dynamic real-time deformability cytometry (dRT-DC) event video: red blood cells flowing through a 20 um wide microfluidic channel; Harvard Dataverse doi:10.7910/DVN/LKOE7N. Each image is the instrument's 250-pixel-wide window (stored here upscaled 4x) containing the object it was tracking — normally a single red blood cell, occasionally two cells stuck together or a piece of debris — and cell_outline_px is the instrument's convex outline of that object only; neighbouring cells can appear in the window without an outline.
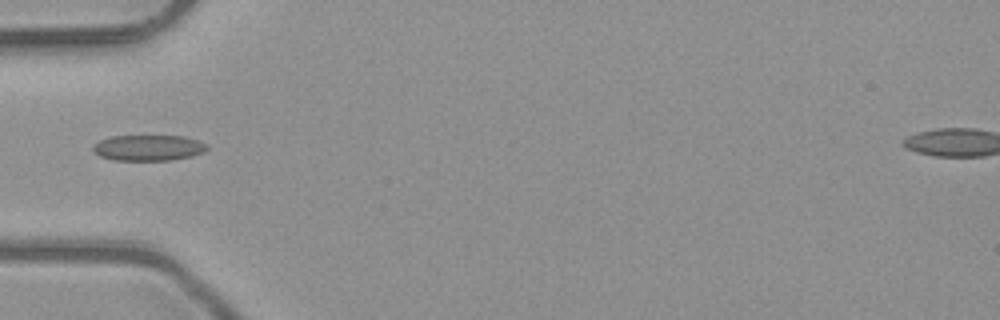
{"species": "common noctule bat (a hibernating species)", "species_latin": "Nyctalus noctula", "temperature_condition": "room temperature", "stored_images_in_passage": 5, "camera_frame_rate_fps": 3000, "um_per_image_px": 0.085, "animal": {"sex": "male", "body_mass_g": 23.1, "forearm_length_mm": 52.7}, "frame": {"image": 1, "passage_image": 5, "time_ms": 1.333, "image_size_px": [1000, 320], "cell_outline_px": [[208, 148], [204, 152], [192, 156], [172, 160], [112, 160], [100, 156], [92, 152], [92, 144], [100, 140], [112, 136], [184, 136], [208, 144]], "centroid_in_image_um": [12.59, 12.56], "position_along_channel_um": 72.4, "area_um2": 17.28}}